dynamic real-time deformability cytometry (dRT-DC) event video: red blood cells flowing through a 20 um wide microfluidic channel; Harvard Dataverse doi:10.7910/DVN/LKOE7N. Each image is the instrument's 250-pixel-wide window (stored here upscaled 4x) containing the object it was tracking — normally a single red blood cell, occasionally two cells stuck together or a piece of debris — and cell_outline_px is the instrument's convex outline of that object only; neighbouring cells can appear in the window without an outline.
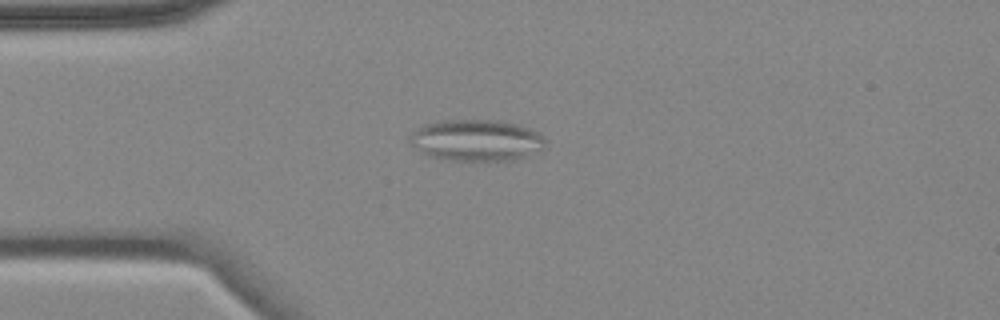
{"species": "common noctule bat (a hibernating species)", "species_latin": "Nyctalus noctula", "temperature_condition": "cold", "stored_images_in_passage": 8, "camera_frame_rate_fps": 3000, "um_per_image_px": 0.085, "animal": {"sex": "female", "body_mass_g": 18.4}, "frame": {"image": 1, "passage_image": 3, "time_ms": 2.333, "image_size_px": [1000, 320], "cell_outline_px": [[548, 148], [512, 160], [444, 160], [428, 156], [420, 152], [412, 144], [412, 136], [424, 124], [444, 120], [500, 120], [528, 128], [536, 132], [548, 140]], "centroid_in_image_um": [40.56, 11.93], "position_along_channel_um": 44.4, "area_um2": 32.54}}
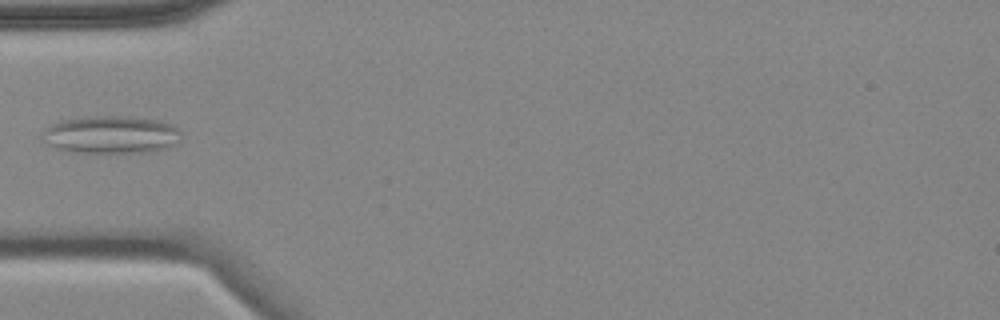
{"frame": {"image": 2, "passage_image": 4, "time_ms": 3.667, "image_size_px": [1000, 320], "cell_outline_px": [[180, 144], [168, 148], [148, 152], [76, 152], [56, 148], [48, 144], [40, 136], [40, 132], [44, 128], [52, 124], [64, 120], [92, 116], [128, 116], [160, 120], [172, 124], [180, 132]], "centroid_in_image_um": [9.47, 11.44], "position_along_channel_um": 75.5, "area_um2": 30.69}}